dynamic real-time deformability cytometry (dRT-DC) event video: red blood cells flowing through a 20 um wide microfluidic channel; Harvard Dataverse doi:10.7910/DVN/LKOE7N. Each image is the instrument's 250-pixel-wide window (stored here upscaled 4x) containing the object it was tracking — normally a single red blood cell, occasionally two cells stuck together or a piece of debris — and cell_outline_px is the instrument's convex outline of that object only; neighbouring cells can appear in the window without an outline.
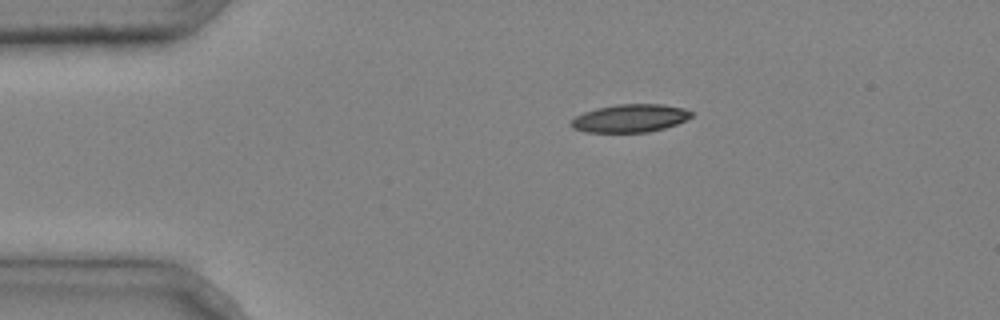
{"species": "common noctule bat (a hibernating species)", "species_latin": "Nyctalus noctula", "temperature_condition": "cold", "stored_images_in_passage": 2, "camera_frame_rate_fps": 3000, "um_per_image_px": 0.085, "animal": {"sex": "male", "body_mass_g": 20.4}, "frame": {"image": 1, "passage_image": 1, "time_ms": 0.0, "image_size_px": [1000, 320], "cell_outline_px": [[692, 116], [676, 124], [664, 128], [648, 132], [584, 132], [572, 128], [572, 120], [576, 116], [584, 112], [596, 108], [620, 104], [660, 104], [684, 108], [692, 112]], "centroid_in_image_um": [53.55, 10.05], "position_along_channel_um": 31.5, "area_um2": 19.42}}